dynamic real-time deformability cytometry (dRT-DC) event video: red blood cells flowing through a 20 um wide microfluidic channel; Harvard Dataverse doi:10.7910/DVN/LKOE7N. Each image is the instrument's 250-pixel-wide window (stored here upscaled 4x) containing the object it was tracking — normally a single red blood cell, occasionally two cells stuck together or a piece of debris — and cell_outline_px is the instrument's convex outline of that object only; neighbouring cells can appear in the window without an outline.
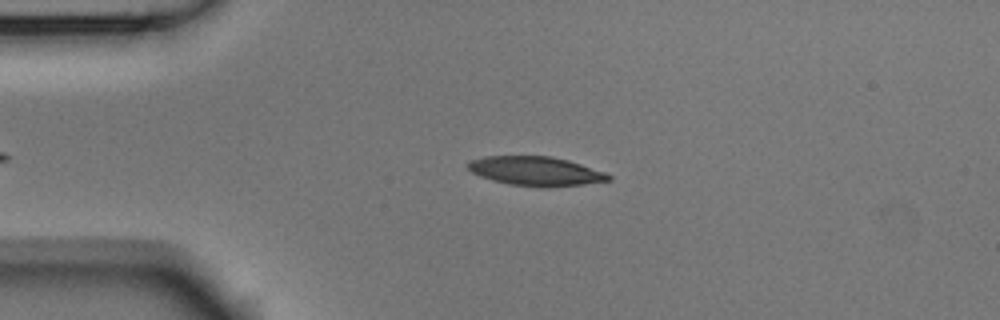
{"species": "Egyptian fruit bat (a non-hibernating species)", "species_latin": "Rousettus aegyptiacus", "temperature_condition": "room temperature", "stored_images_in_passage": 41, "camera_frame_rate_fps": 3000, "um_per_image_px": 0.085, "animal": {"sex": "male"}, "frame": {"image": 1, "passage_image": 5, "time_ms": 1.333, "image_size_px": [1000, 320], "cell_outline_px": [[612, 180], [584, 184], [548, 188], [544, 188], [512, 184], [492, 180], [480, 176], [472, 172], [468, 168], [468, 160], [484, 156], [552, 156], [568, 160], [604, 172], [612, 176]], "centroid_in_image_um": [45.54, 14.55], "position_along_channel_um": 39.5, "area_um2": 23.93}}
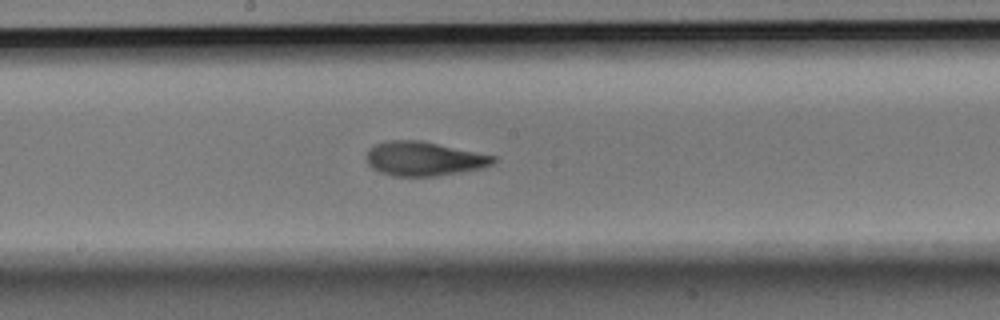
{"frame": {"image": 2, "passage_image": 21, "time_ms": 6.667, "image_size_px": [1000, 320], "cell_outline_px": [[496, 160], [492, 164], [480, 168], [460, 172], [436, 176], [392, 176], [380, 172], [372, 168], [368, 164], [368, 148], [376, 144], [388, 140], [420, 140], [496, 156]], "centroid_in_image_um": [36.02, 13.49], "position_along_channel_um": 212.2, "area_um2": 25.09}}
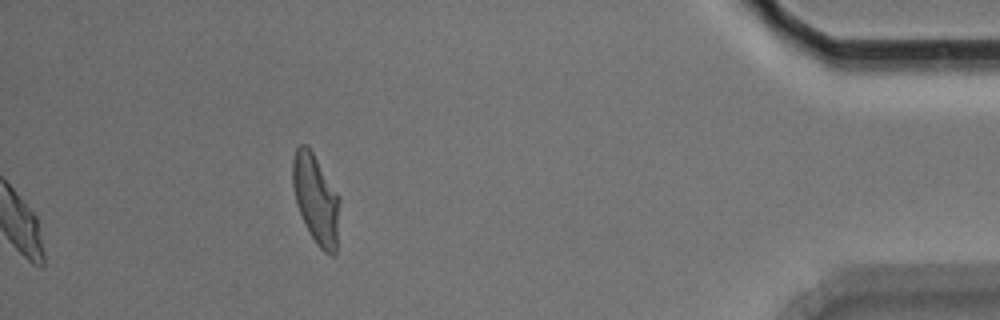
{"frame": {"image": 3, "passage_image": 41, "time_ms": 13.333, "image_size_px": [1000, 320], "cell_outline_px": [[340, 200], [336, 252], [332, 256], [324, 252], [316, 244], [300, 212], [296, 200], [292, 184], [292, 160], [296, 148], [300, 144], [308, 144], [340, 196]], "centroid_in_image_um": [26.87, 16.88], "position_along_channel_um": 408.3, "area_um2": 24.45}, "authors_computed_cell_mechanics": {"area_um2": 24.3916, "velocity_mm_per_s": 3.7409, "shape_relaxation_time_tau1_ms": 4.2209, "shape_relaxation_time_tau2_ms": 1.8745, "deformation_change_tau1": 0.1726, "deformation_change_tau2": 0.0895}}